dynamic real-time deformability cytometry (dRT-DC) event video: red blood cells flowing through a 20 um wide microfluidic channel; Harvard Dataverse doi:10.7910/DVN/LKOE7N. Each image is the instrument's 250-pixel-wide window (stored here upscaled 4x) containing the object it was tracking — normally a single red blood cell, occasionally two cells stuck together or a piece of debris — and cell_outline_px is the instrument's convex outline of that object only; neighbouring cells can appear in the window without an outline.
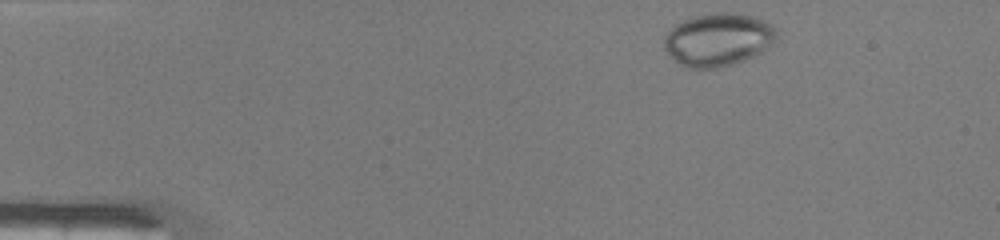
{"species": "common noctule bat (a hibernating species)", "species_latin": "Nyctalus noctula", "temperature_condition": "warm", "stored_images_in_passage": 42, "camera_frame_rate_fps": 3000, "um_per_image_px": 0.085, "animal": {"sex": "male", "body_mass_g": 19.0, "forearm_length_mm": 50.8}, "frame": {"image": 1, "passage_image": 1, "time_ms": 0.0, "image_size_px": [1000, 240], "cell_outline_px": [[776, 40], [768, 48], [744, 60], [732, 64], [716, 68], [688, 68], [680, 64], [664, 48], [664, 36], [676, 24], [684, 20], [696, 16], [712, 12], [740, 12], [764, 20], [772, 24], [776, 28]], "centroid_in_image_um": [61.07, 3.34], "position_along_channel_um": 23.9, "area_um2": 34.68}}
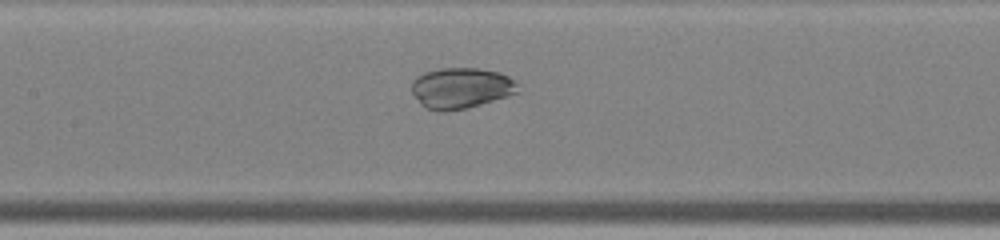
{"frame": {"image": 2, "passage_image": 17, "time_ms": 5.333, "image_size_px": [1000, 240], "cell_outline_px": [[520, 92], [480, 104], [464, 108], [444, 112], [436, 112], [428, 108], [412, 92], [412, 80], [416, 76], [424, 72], [440, 68], [480, 68], [500, 72], [508, 76], [516, 84]], "centroid_in_image_um": [39.19, 7.46], "position_along_channel_um": 168.2, "area_um2": 25.03}}
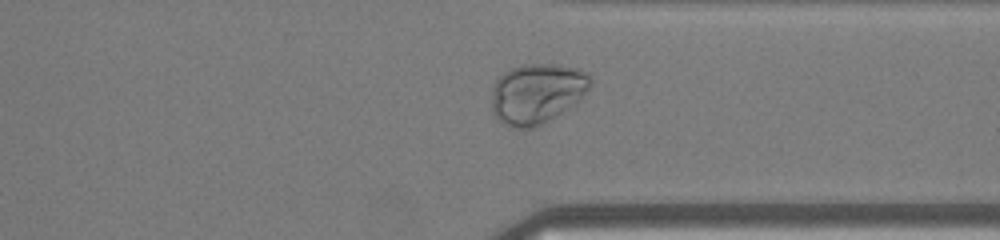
{"frame": {"image": 3, "passage_image": 31, "time_ms": 10.0, "image_size_px": [1000, 240], "cell_outline_px": [[592, 84], [580, 100], [556, 116], [532, 128], [512, 128], [504, 124], [492, 112], [492, 88], [496, 80], [504, 72], [512, 68], [524, 64], [548, 64], [576, 68], [588, 72], [592, 80]], "centroid_in_image_um": [45.65, 7.94], "position_along_channel_um": 365.8, "area_um2": 34.56}}